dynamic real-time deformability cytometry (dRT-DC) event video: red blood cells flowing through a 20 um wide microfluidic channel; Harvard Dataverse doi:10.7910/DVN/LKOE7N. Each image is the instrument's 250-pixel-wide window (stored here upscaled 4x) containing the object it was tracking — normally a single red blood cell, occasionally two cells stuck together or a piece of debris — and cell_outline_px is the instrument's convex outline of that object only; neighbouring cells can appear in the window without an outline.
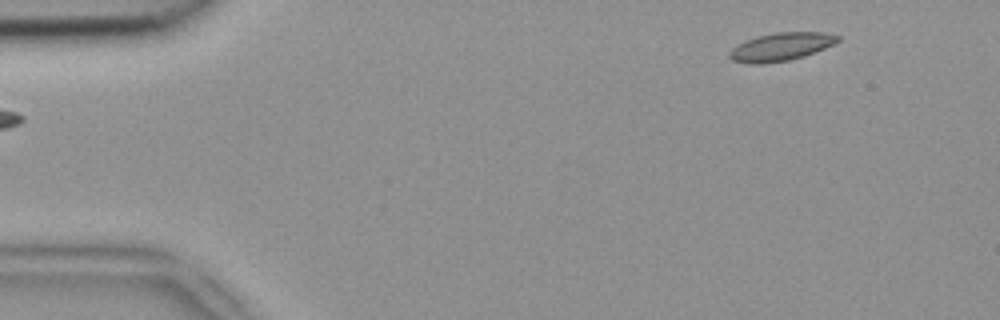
{"species": "common noctule bat (a hibernating species)", "species_latin": "Nyctalus noctula", "temperature_condition": "room temperature", "stored_images_in_passage": 3, "camera_frame_rate_fps": 3000, "um_per_image_px": 0.085, "animal": {"sex": "female", "body_mass_g": 18.4}, "frame": {"image": 1, "passage_image": 1, "time_ms": 0.0, "image_size_px": [1000, 320], "cell_outline_px": [[840, 40], [824, 48], [804, 56], [788, 60], [764, 64], [752, 64], [732, 60], [728, 56], [728, 52], [736, 44], [756, 36], [776, 32], [824, 32], [840, 36]], "centroid_in_image_um": [66.34, 3.97], "position_along_channel_um": 18.7, "area_um2": 17.74}}